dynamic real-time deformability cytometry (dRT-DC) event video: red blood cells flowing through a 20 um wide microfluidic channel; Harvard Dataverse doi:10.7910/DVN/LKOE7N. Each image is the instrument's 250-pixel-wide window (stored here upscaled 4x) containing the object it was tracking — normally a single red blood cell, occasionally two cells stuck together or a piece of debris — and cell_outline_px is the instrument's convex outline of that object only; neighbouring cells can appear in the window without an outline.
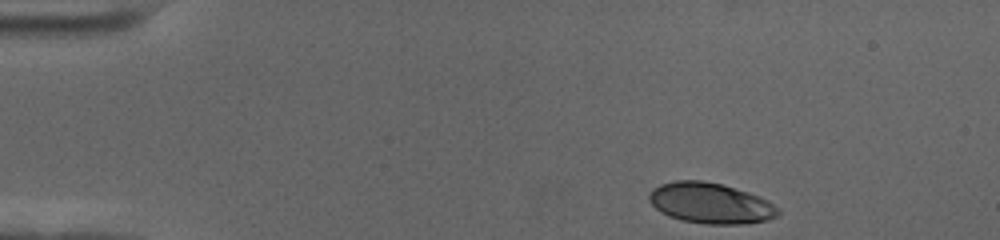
{"species": "human", "species_latin": "Homo sapiens", "temperature_condition": "cold", "stored_images_in_passage": 43, "camera_frame_rate_fps": 3000, "um_per_image_px": 0.085, "donor": {"sex": "female"}, "frame": {"image": 1, "passage_image": 1, "time_ms": 0.0, "image_size_px": [1000, 240], "cell_outline_px": [[780, 212], [776, 216], [768, 220], [740, 224], [708, 224], [680, 220], [668, 216], [660, 212], [648, 200], [648, 192], [652, 188], [660, 184], [676, 180], [700, 180], [720, 184], [748, 192], [760, 196], [768, 200]], "centroid_in_image_um": [60.34, 17.27], "position_along_channel_um": 24.7, "area_um2": 30.58}}
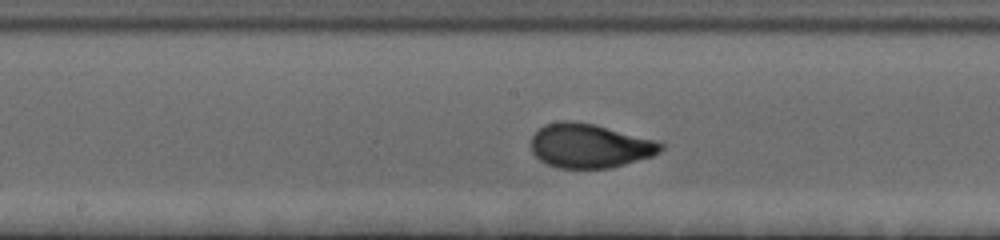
{"frame": {"image": 2, "passage_image": 23, "time_ms": 7.333, "image_size_px": [1000, 240], "cell_outline_px": [[664, 148], [660, 152], [652, 156], [624, 164], [608, 168], [556, 168], [540, 160], [532, 152], [532, 136], [544, 124], [556, 120], [572, 120], [596, 124], [656, 140], [664, 144]], "centroid_in_image_um": [50.12, 12.37], "position_along_channel_um": 198.1, "area_um2": 33.58}}
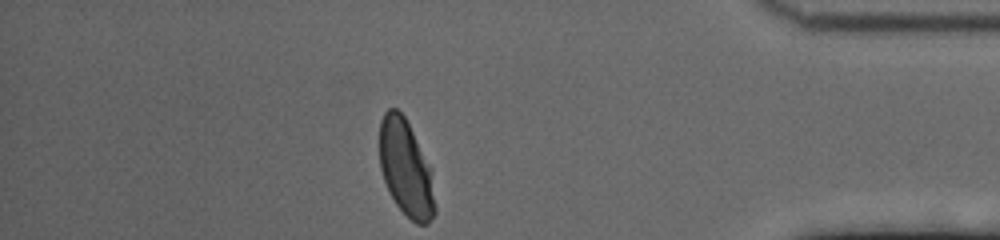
{"frame": {"image": 3, "passage_image": 43, "time_ms": 14.0, "image_size_px": [1000, 240], "cell_outline_px": [[436, 212], [432, 220], [428, 224], [416, 224], [396, 204], [384, 180], [380, 168], [380, 120], [384, 112], [388, 108], [396, 108], [404, 116], [432, 168], [436, 208]], "centroid_in_image_um": [34.53, 14.32], "position_along_channel_um": 400.7, "area_um2": 31.27}, "authors_computed_cell_mechanics": {"area_um2": 32.4258, "velocity_mm_per_s": 3.5249, "shape_relaxation_time_tau1_ms": 3.255, "shape_relaxation_time_tau2_ms": null, "deformation_change_tau1": 0.1681, "deformation_change_tau2": null}}